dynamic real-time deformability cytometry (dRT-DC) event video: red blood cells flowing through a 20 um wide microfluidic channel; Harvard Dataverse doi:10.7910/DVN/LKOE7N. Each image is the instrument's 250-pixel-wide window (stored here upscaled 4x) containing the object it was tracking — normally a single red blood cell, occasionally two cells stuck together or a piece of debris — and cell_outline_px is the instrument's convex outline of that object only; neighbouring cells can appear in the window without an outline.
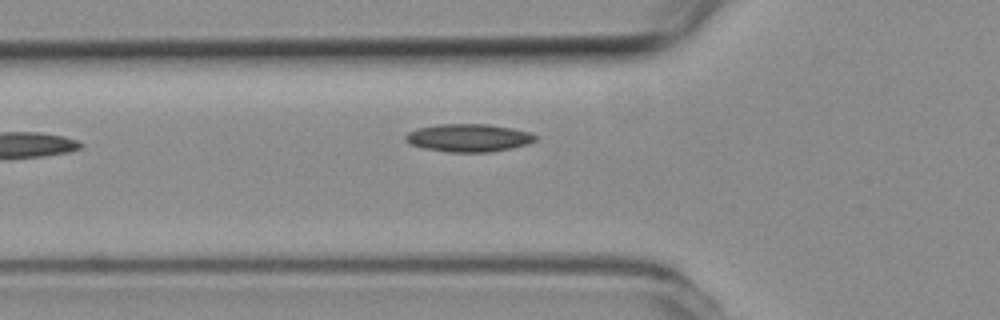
{"species": "common noctule bat (a hibernating species)", "species_latin": "Nyctalus noctula", "temperature_condition": "room temperature", "stored_images_in_passage": 2, "camera_frame_rate_fps": 3000, "um_per_image_px": 0.085, "animal": {"sex": "female", "body_mass_g": 19.3, "forearm_length_mm": 54.1}, "frame": {"image": 1, "passage_image": 2, "time_ms": 0.333, "image_size_px": [1000, 320], "cell_outline_px": [[536, 140], [528, 144], [512, 148], [488, 152], [448, 152], [424, 148], [412, 144], [404, 140], [404, 136], [408, 132], [416, 128], [436, 124], [488, 124], [512, 128], [528, 132], [536, 136]], "centroid_in_image_um": [39.8, 11.71], "position_along_channel_um": 86.0, "area_um2": 21.1}}